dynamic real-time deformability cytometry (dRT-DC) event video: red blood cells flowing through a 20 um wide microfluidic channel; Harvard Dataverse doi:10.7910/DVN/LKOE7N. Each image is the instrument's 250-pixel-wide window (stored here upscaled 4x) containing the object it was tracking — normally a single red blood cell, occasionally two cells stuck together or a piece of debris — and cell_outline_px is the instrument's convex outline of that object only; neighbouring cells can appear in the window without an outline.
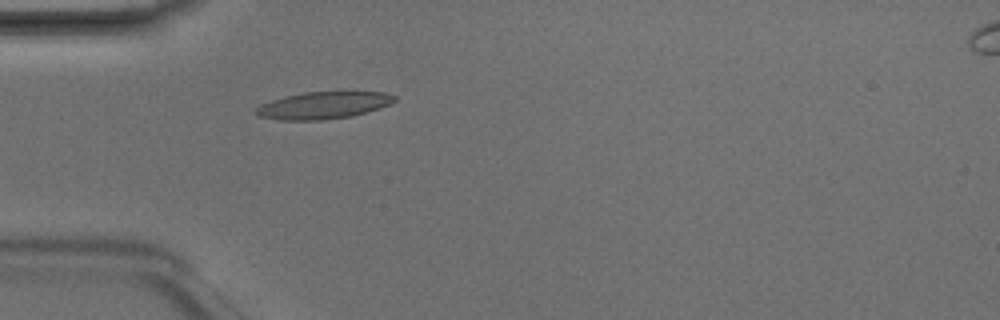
{"species": "Egyptian fruit bat (a non-hibernating species)", "species_latin": "Rousettus aegyptiacus", "temperature_condition": "room temperature", "stored_images_in_passage": 5, "camera_frame_rate_fps": 3000, "um_per_image_px": 0.085, "animal": {"sex": "male"}, "frame": {"image": 1, "passage_image": 5, "time_ms": 1.333, "image_size_px": [1000, 320], "cell_outline_px": [[396, 100], [392, 104], [380, 108], [352, 116], [320, 120], [280, 120], [256, 116], [256, 108], [260, 104], [284, 96], [304, 92], [384, 92], [396, 96]], "centroid_in_image_um": [27.48, 8.95], "position_along_channel_um": 57.5, "area_um2": 21.91}}